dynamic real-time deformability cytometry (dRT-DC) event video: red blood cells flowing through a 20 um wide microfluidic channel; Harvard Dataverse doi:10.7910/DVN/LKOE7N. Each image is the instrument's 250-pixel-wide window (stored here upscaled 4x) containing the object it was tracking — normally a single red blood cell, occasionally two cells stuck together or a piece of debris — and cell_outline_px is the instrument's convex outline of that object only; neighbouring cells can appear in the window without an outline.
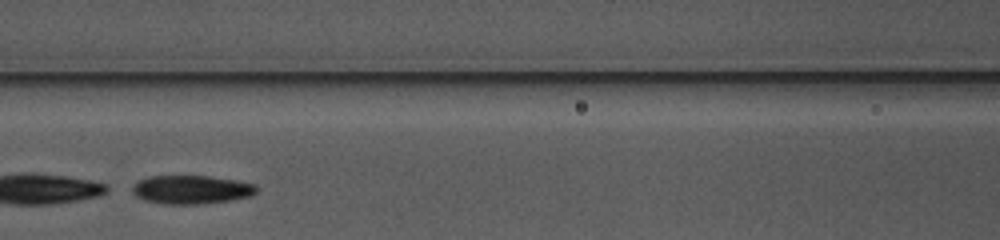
{"species": "common noctule bat (a hibernating species)", "species_latin": "Nyctalus noctula", "temperature_condition": "warm", "stored_images_in_passage": 24, "camera_frame_rate_fps": 3000, "um_per_image_px": 0.085, "animal": {"sex": "female", "body_mass_g": 10.0, "forearm_length_mm": 53.1}, "frame": {"image": 1, "passage_image": 8, "time_ms": 2.333, "image_size_px": [1000, 240], "cell_outline_px": [[256, 192], [252, 196], [232, 200], [200, 204], [160, 204], [144, 200], [136, 196], [132, 192], [132, 184], [136, 180], [152, 176], [208, 176], [236, 180], [256, 184]], "centroid_in_image_um": [16.24, 16.12], "position_along_channel_um": 150.4, "area_um2": 20.92}}